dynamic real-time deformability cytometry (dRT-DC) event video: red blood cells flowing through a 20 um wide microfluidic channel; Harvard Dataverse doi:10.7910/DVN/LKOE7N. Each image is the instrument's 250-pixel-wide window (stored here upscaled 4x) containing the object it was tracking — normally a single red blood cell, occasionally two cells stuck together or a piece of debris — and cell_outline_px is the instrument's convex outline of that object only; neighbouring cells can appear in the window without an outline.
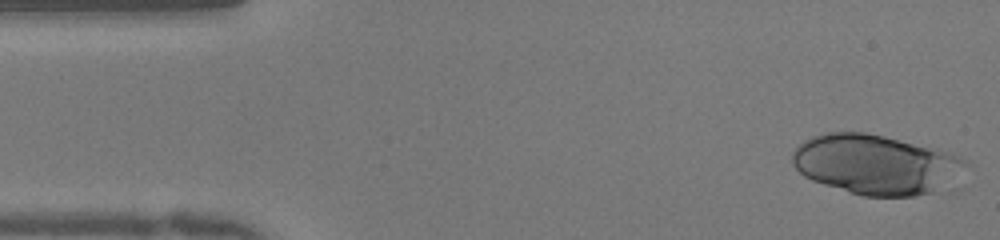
{"species": "human", "species_latin": "Homo sapiens", "temperature_condition": "warm", "stored_images_in_passage": 48, "camera_frame_rate_fps": 3000, "um_per_image_px": 0.085, "donor": {"sex": "female"}, "frame": {"image": 1, "passage_image": 1, "time_ms": 0.0, "image_size_px": [1000, 240], "cell_outline_px": [[968, 164], [932, 192], [916, 196], [864, 196], [824, 184], [812, 180], [804, 176], [792, 164], [792, 152], [804, 140], [812, 136], [824, 132], [864, 132], [884, 136], [936, 148], [952, 152], [968, 160]], "centroid_in_image_um": [74.37, 13.95], "position_along_channel_um": 10.6, "area_um2": 59.59}}